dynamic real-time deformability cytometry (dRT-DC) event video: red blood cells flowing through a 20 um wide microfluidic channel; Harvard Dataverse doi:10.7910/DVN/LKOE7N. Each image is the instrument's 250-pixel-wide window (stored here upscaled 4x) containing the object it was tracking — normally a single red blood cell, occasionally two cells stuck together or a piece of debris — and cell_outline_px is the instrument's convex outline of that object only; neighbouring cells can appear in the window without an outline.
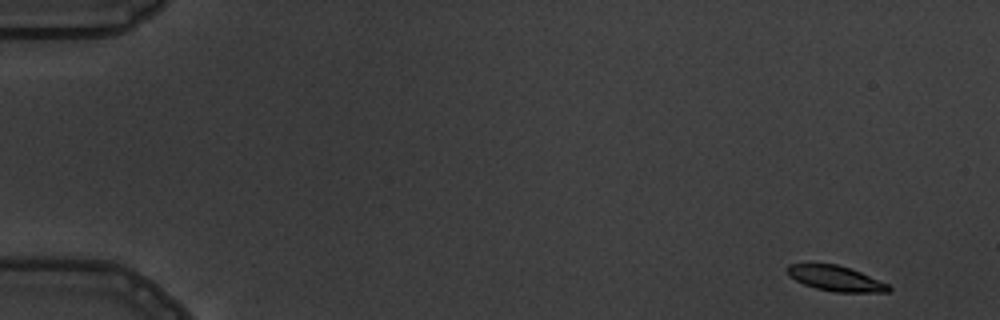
{"species": "common noctule bat (a hibernating species)", "species_latin": "Nyctalus noctula", "temperature_condition": "warm", "stored_images_in_passage": 5, "camera_frame_rate_fps": 3000, "um_per_image_px": 0.085, "animal": {"sex": "male", "body_mass_g": 19.5, "forearm_length_mm": 54.6}, "frame": {"image": 1, "passage_image": 1, "time_ms": 0.0, "image_size_px": [1000, 320], "cell_outline_px": [[892, 288], [888, 292], [836, 292], [816, 288], [804, 284], [788, 276], [784, 268], [788, 264], [836, 264], [860, 272], [888, 284]], "centroid_in_image_um": [70.99, 23.66], "position_along_channel_um": 14.0, "area_um2": 14.8}}
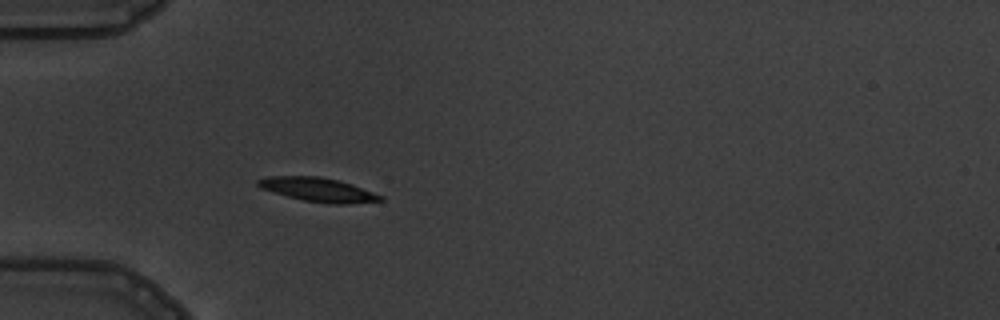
{"frame": {"image": 2, "passage_image": 5, "time_ms": 4.667, "image_size_px": [1000, 320], "cell_outline_px": [[384, 200], [348, 204], [332, 204], [304, 200], [288, 196], [260, 188], [256, 184], [256, 180], [268, 176], [320, 176], [340, 180], [352, 184], [384, 196]], "centroid_in_image_um": [27.05, 16.11], "position_along_channel_um": 57.9, "area_um2": 17.11}}